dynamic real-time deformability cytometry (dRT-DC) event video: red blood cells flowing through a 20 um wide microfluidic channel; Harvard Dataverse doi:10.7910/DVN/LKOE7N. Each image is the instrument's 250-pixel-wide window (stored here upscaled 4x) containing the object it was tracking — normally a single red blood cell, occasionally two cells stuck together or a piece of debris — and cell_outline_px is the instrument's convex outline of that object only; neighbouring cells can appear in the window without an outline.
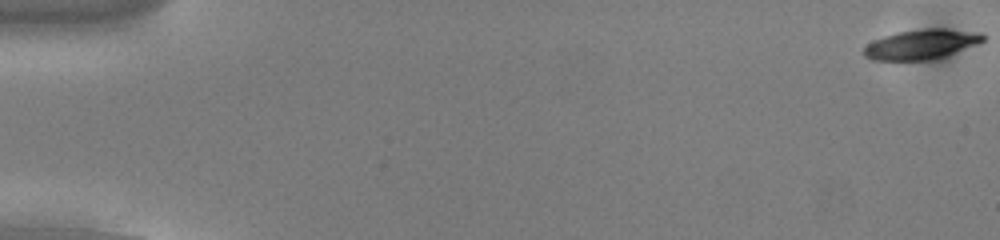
{"species": "common noctule bat (a hibernating species)", "species_latin": "Nyctalus noctula", "temperature_condition": "cold", "stored_images_in_passage": 55, "camera_frame_rate_fps": 3000, "um_per_image_px": 0.085, "animal": {"sex": "male", "body_mass_g": 13.0, "forearm_length_mm": 53.1}, "frame": {"image": 1, "passage_image": 1, "time_ms": 0.0, "image_size_px": [1000, 240], "cell_outline_px": [[984, 40], [976, 44], [944, 56], [932, 60], [872, 60], [864, 56], [864, 48], [868, 44], [884, 36], [900, 32], [928, 28], [944, 28], [980, 32], [984, 36]], "centroid_in_image_um": [78.33, 3.77], "position_along_channel_um": 6.7, "area_um2": 20.4}}
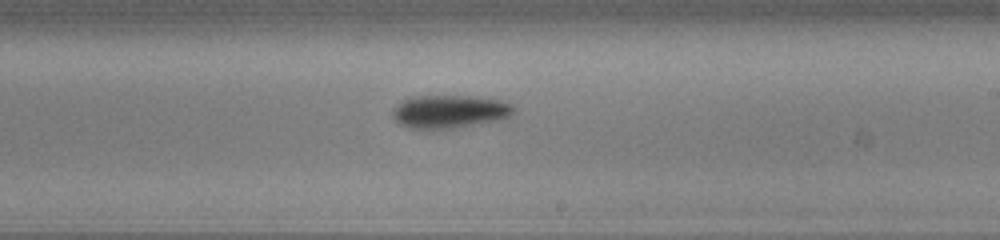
{"frame": {"image": 2, "passage_image": 33, "time_ms": 10.667, "image_size_px": [1000, 240], "cell_outline_px": [[516, 108], [508, 116], [492, 120], [452, 128], [408, 128], [400, 124], [392, 116], [392, 112], [404, 100], [412, 96], [472, 96], [500, 100], [512, 104]], "centroid_in_image_um": [38.19, 9.46], "position_along_channel_um": 250.8, "area_um2": 22.66}}
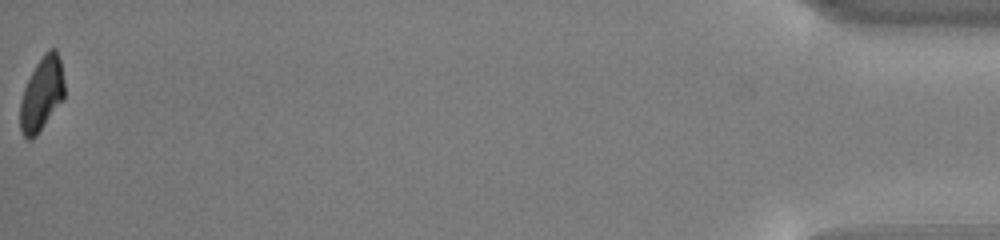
{"frame": {"image": 3, "passage_image": 55, "time_ms": 18.0, "image_size_px": [1000, 240], "cell_outline_px": [[64, 96], [36, 136], [32, 140], [28, 140], [20, 132], [20, 100], [24, 88], [36, 64], [44, 52], [48, 48], [56, 48], [60, 60], [64, 84]], "centroid_in_image_um": [3.52, 7.98], "position_along_channel_um": 431.7, "area_um2": 18.84}, "authors_computed_cell_mechanics": {"area_um2": 21.6172, "velocity_mm_per_s": 3.8064, "shape_relaxation_time_tau1_ms": 2.3832, "shape_relaxation_time_tau2_ms": null, "deformation_change_tau1": 0.1166, "deformation_change_tau2": null}}